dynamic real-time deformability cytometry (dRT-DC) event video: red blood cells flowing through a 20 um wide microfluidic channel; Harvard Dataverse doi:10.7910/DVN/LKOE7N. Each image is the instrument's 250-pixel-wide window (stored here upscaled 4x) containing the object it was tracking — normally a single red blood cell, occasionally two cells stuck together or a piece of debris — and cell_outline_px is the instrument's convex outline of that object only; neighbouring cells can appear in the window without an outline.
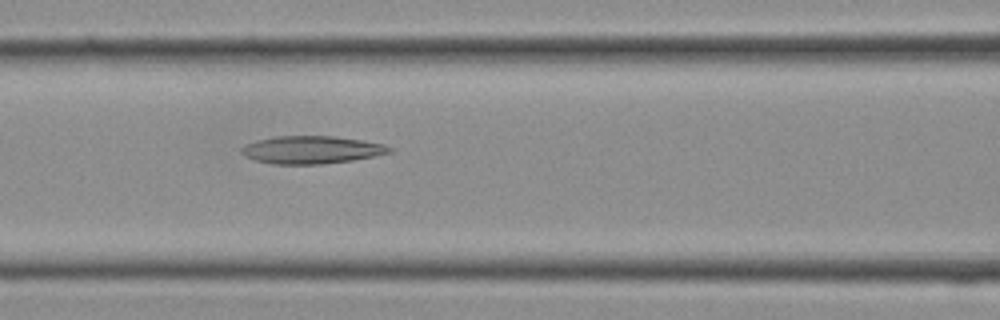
{"species": "Egyptian fruit bat (a non-hibernating species)", "species_latin": "Rousettus aegyptiacus", "temperature_condition": "cold", "stored_images_in_passage": 11, "camera_frame_rate_fps": 3000, "um_per_image_px": 0.085, "frame": {"image": 1, "passage_image": 11, "time_ms": 3.333, "image_size_px": [1000, 320], "cell_outline_px": [[392, 152], [376, 156], [352, 160], [320, 164], [272, 164], [256, 160], [244, 156], [240, 152], [240, 148], [244, 144], [256, 140], [272, 136], [332, 136], [364, 140], [384, 144], [392, 148]], "centroid_in_image_um": [26.45, 12.73], "position_along_channel_um": 140.1, "area_um2": 24.1}}